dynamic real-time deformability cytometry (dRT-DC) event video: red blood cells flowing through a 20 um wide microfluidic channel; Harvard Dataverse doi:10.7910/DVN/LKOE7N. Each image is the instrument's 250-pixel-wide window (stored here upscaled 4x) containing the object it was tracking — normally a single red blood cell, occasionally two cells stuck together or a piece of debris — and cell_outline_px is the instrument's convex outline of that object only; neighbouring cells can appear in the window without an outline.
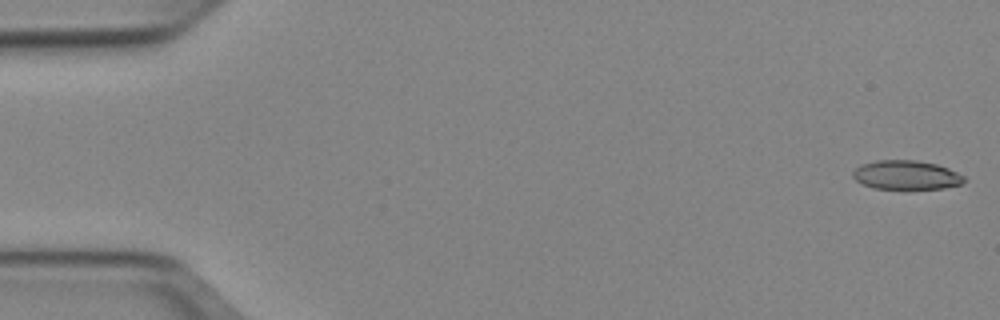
{"species": "Egyptian fruit bat (a non-hibernating species)", "species_latin": "Rousettus aegyptiacus", "temperature_condition": "cold", "stored_images_in_passage": 51, "camera_frame_rate_fps": 3000, "um_per_image_px": 0.085, "animal": {"sex": "female"}, "frame": {"image": 1, "passage_image": 1, "time_ms": 0.0, "image_size_px": [1000, 320], "cell_outline_px": [[968, 180], [960, 184], [944, 188], [872, 188], [856, 180], [852, 176], [852, 172], [860, 164], [876, 160], [916, 160], [936, 164], [948, 168], [964, 176]], "centroid_in_image_um": [77.02, 14.86], "position_along_channel_um": 8.0, "area_um2": 18.73}}
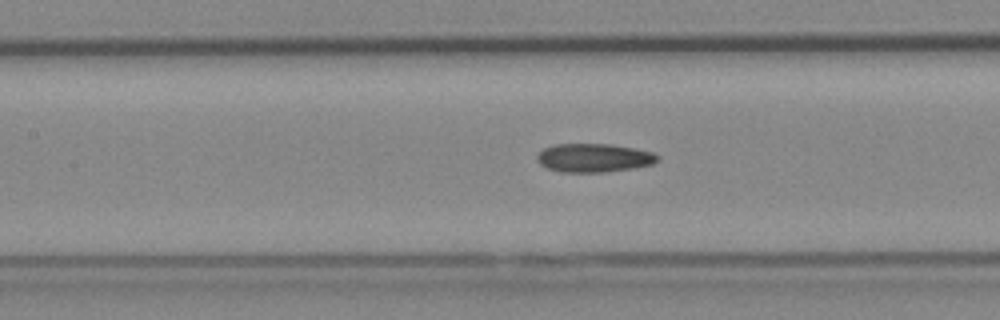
{"frame": {"image": 2, "passage_image": 23, "time_ms": 7.333, "image_size_px": [1000, 320], "cell_outline_px": [[660, 160], [652, 164], [636, 168], [604, 172], [560, 172], [548, 168], [540, 164], [536, 160], [536, 156], [544, 148], [552, 144], [612, 144], [636, 148], [652, 152], [660, 156]], "centroid_in_image_um": [50.5, 13.41], "position_along_channel_um": 156.9, "area_um2": 20.35}}
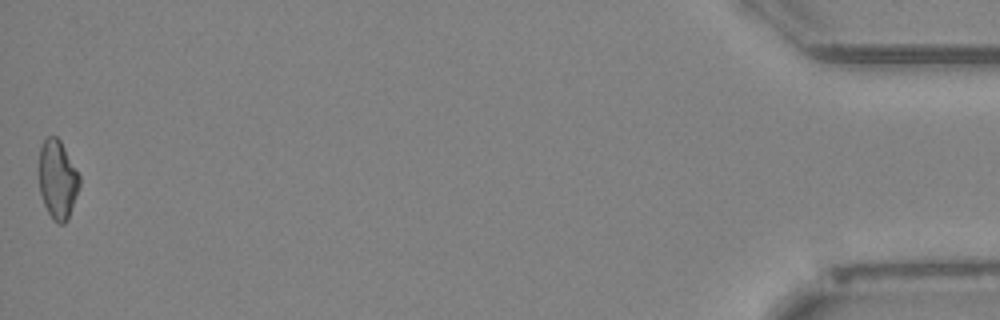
{"frame": {"image": 3, "passage_image": 51, "time_ms": 16.667, "image_size_px": [1000, 320], "cell_outline_px": [[80, 184], [68, 220], [64, 224], [56, 224], [48, 212], [44, 204], [40, 192], [40, 148], [44, 140], [48, 136], [56, 136], [60, 140], [80, 176]], "centroid_in_image_um": [4.91, 15.29], "position_along_channel_um": 430.3, "area_um2": 18.38}, "authors_computed_cell_mechanics": {"area_um2": 19.5942, "velocity_mm_per_s": 3.9671, "shape_relaxation_time_tau1_ms": null, "shape_relaxation_time_tau2_ms": 8.421, "deformation_change_tau1": null, "deformation_change_tau2": 0.1901}}